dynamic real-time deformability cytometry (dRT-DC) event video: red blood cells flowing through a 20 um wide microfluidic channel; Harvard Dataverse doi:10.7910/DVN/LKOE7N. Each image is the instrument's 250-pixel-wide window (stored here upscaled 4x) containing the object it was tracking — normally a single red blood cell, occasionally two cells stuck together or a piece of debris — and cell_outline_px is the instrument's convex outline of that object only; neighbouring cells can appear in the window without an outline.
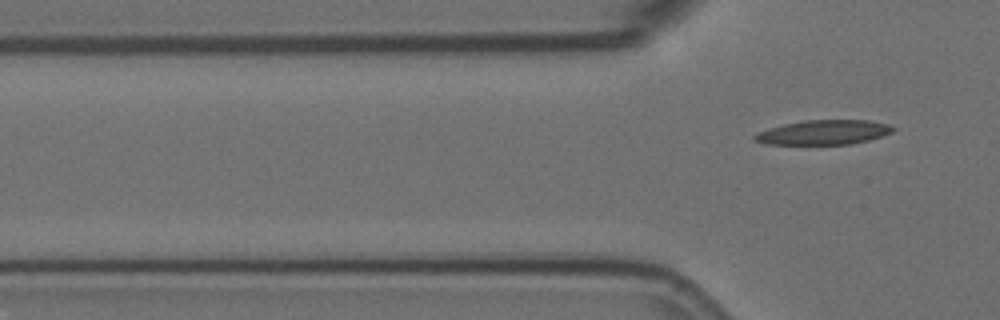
{"species": "Egyptian fruit bat (a non-hibernating species)", "species_latin": "Rousettus aegyptiacus", "temperature_condition": "room temperature", "stored_images_in_passage": 3, "camera_frame_rate_fps": 3000, "um_per_image_px": 0.085, "animal": {"sex": "female"}, "frame": {"image": 1, "passage_image": 3, "time_ms": 0.667, "image_size_px": [1000, 320], "cell_outline_px": [[896, 128], [892, 132], [868, 140], [852, 144], [764, 144], [752, 140], [752, 136], [756, 132], [784, 124], [804, 120], [868, 120], [888, 124]], "centroid_in_image_um": [69.97, 11.25], "position_along_channel_um": 55.8, "area_um2": 19.83}}